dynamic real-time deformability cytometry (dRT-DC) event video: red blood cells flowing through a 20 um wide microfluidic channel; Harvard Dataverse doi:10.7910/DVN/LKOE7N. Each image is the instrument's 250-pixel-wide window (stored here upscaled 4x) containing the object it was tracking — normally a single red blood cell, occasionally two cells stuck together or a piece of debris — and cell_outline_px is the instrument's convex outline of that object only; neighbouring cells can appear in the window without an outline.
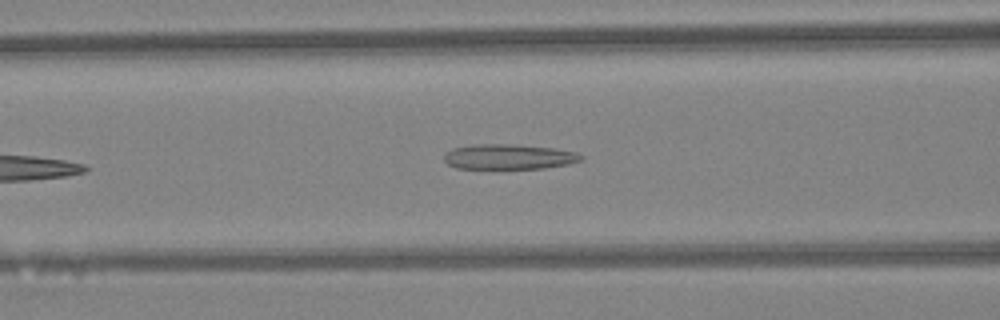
{"species": "Egyptian fruit bat (a non-hibernating species)", "species_latin": "Rousettus aegyptiacus", "temperature_condition": "warm", "stored_images_in_passage": 23, "camera_frame_rate_fps": 3000, "um_per_image_px": 0.085, "animal": {"sex": "female"}, "frame": {"image": 1, "passage_image": 10, "time_ms": 3.0, "image_size_px": [1000, 320], "cell_outline_px": [[584, 160], [568, 164], [544, 168], [456, 168], [448, 164], [444, 160], [444, 152], [452, 148], [476, 144], [508, 144], [552, 148], [576, 152], [584, 156]], "centroid_in_image_um": [43.24, 13.32], "position_along_channel_um": 123.4, "area_um2": 20.0}}
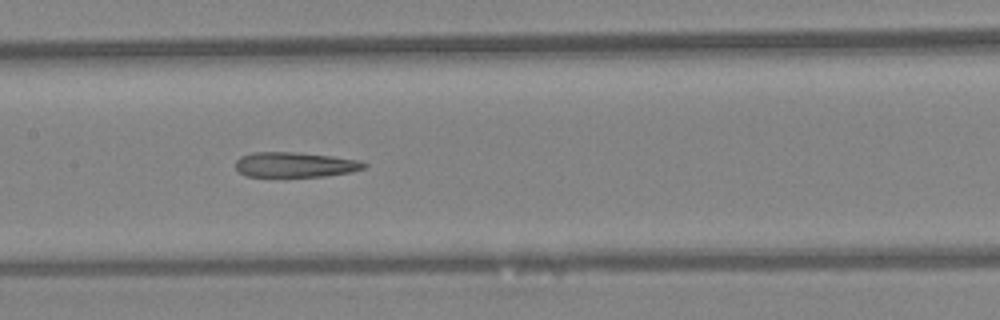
{"frame": {"image": 2, "passage_image": 14, "time_ms": 4.333, "image_size_px": [1000, 320], "cell_outline_px": [[368, 164], [364, 168], [352, 172], [324, 176], [244, 176], [236, 168], [236, 160], [240, 156], [252, 152], [296, 152], [332, 156], [360, 160]], "centroid_in_image_um": [25.09, 13.99], "position_along_channel_um": 182.3, "area_um2": 18.79}}